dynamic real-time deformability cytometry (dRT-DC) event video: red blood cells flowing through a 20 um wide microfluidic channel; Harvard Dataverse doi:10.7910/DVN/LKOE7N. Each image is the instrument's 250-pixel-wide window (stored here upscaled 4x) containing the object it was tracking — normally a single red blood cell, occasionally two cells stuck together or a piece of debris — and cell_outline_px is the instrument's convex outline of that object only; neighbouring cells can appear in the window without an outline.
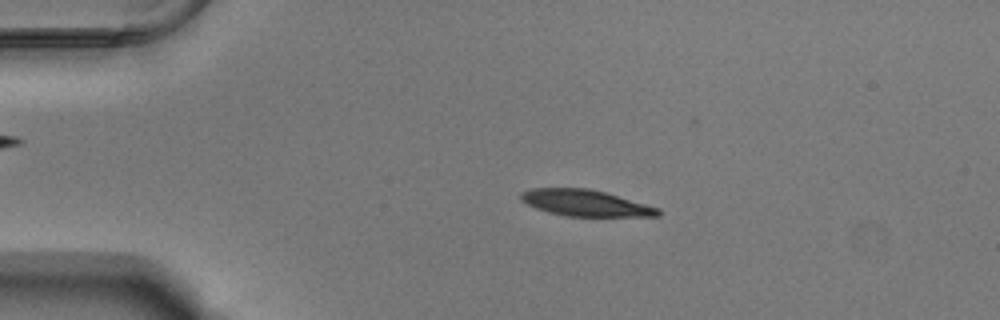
{"species": "Egyptian fruit bat (a non-hibernating species)", "species_latin": "Rousettus aegyptiacus", "temperature_condition": "warm", "stored_images_in_passage": 43, "camera_frame_rate_fps": 3000, "um_per_image_px": 0.085, "animal": {"sex": "male"}, "frame": {"image": 1, "passage_image": 11, "time_ms": 3.333, "image_size_px": [1000, 320], "cell_outline_px": [[660, 216], [564, 216], [548, 212], [536, 208], [520, 200], [520, 192], [532, 188], [588, 188], [604, 192], [660, 208]], "centroid_in_image_um": [49.73, 17.25], "position_along_channel_um": 35.3, "area_um2": 20.92}}
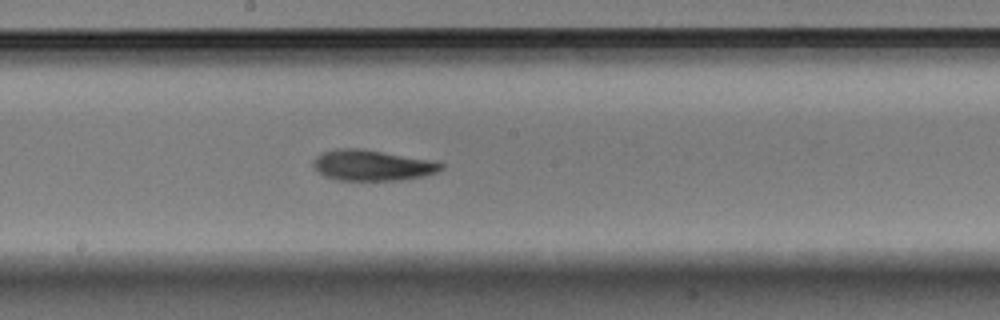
{"frame": {"image": 2, "passage_image": 29, "time_ms": 9.333, "image_size_px": [1000, 320], "cell_outline_px": [[444, 168], [436, 172], [424, 176], [400, 180], [336, 180], [324, 176], [312, 164], [312, 160], [316, 156], [324, 152], [336, 148], [356, 148], [436, 160], [444, 164]], "centroid_in_image_um": [31.66, 14.05], "position_along_channel_um": 216.5, "area_um2": 22.95}}
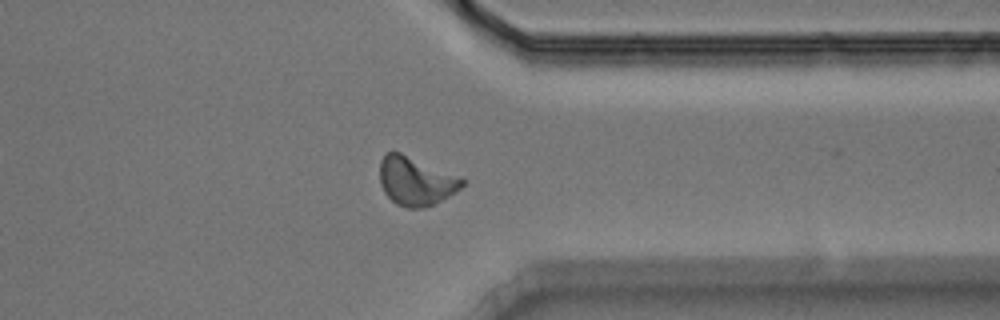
{"frame": {"image": 3, "passage_image": 42, "time_ms": 13.667, "image_size_px": [1000, 320], "cell_outline_px": [[464, 184], [460, 188], [448, 196], [424, 208], [408, 208], [396, 204], [384, 192], [380, 184], [380, 160], [384, 152], [400, 152], [460, 176], [464, 180]], "centroid_in_image_um": [35.31, 15.38], "position_along_channel_um": 376.1, "area_um2": 23.24}}